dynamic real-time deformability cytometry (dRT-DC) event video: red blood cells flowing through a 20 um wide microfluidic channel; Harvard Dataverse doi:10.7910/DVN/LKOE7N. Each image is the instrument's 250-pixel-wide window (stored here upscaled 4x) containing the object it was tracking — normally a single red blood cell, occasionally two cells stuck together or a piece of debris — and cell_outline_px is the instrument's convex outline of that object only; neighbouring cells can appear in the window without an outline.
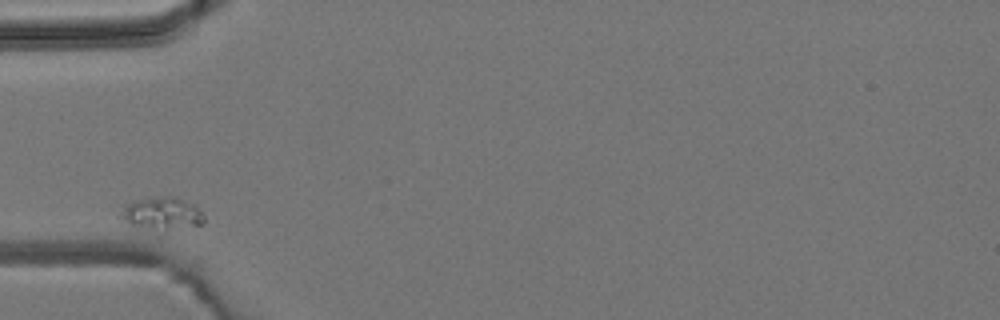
{"species": "common noctule bat (a hibernating species)", "species_latin": "Nyctalus noctula", "temperature_condition": "room temperature", "stored_images_in_passage": 5, "camera_frame_rate_fps": 3000, "um_per_image_px": 0.085, "animal": {"sex": "male", "body_mass_g": 19.2, "forearm_length_mm": 51.8}, "frame": {"image": 1, "passage_image": 1, "time_ms": 0.0, "image_size_px": [1000, 320], "cell_outline_px": [[204, 224], [164, 232], [132, 224], [124, 220], [120, 216], [120, 204], [136, 200], [160, 196], [172, 196], [184, 200], [192, 204], [204, 212]], "centroid_in_image_um": [13.77, 18.15], "position_along_channel_um": 71.2, "area_um2": 16.18}}
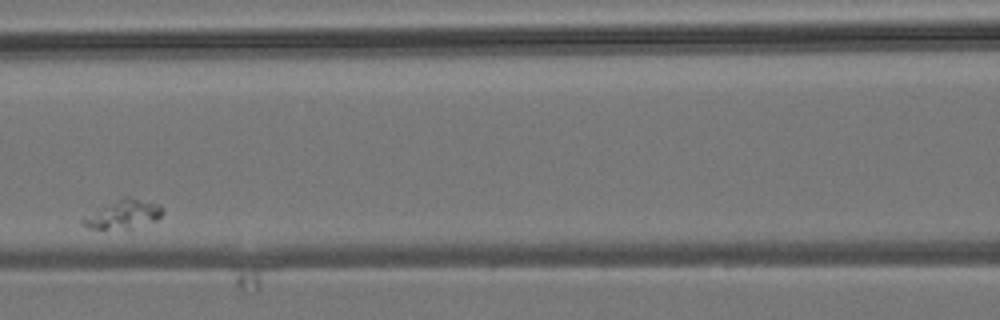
{"frame": {"image": 2, "passage_image": 3, "time_ms": 2.667, "image_size_px": [1000, 320], "cell_outline_px": [[164, 212], [156, 220], [128, 228], [88, 228], [80, 224], [80, 220], [104, 204], [124, 196], [128, 196], [160, 204], [164, 208]], "centroid_in_image_um": [10.48, 18.18], "position_along_channel_um": 156.1, "area_um2": 13.24}}
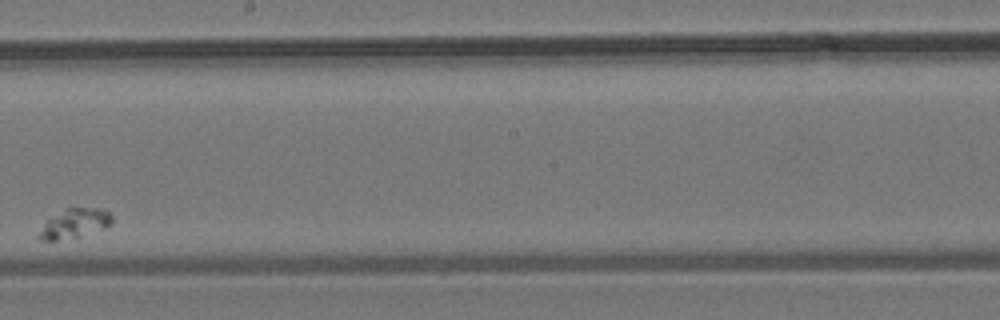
{"frame": {"image": 3, "passage_image": 5, "time_ms": 5.333, "image_size_px": [1000, 320], "cell_outline_px": [[112, 224], [108, 228], [76, 236], [56, 240], [40, 240], [36, 236], [44, 224], [48, 220], [68, 204], [100, 208], [108, 212], [112, 216]], "centroid_in_image_um": [6.36, 18.92], "position_along_channel_um": 241.8, "area_um2": 12.89}}